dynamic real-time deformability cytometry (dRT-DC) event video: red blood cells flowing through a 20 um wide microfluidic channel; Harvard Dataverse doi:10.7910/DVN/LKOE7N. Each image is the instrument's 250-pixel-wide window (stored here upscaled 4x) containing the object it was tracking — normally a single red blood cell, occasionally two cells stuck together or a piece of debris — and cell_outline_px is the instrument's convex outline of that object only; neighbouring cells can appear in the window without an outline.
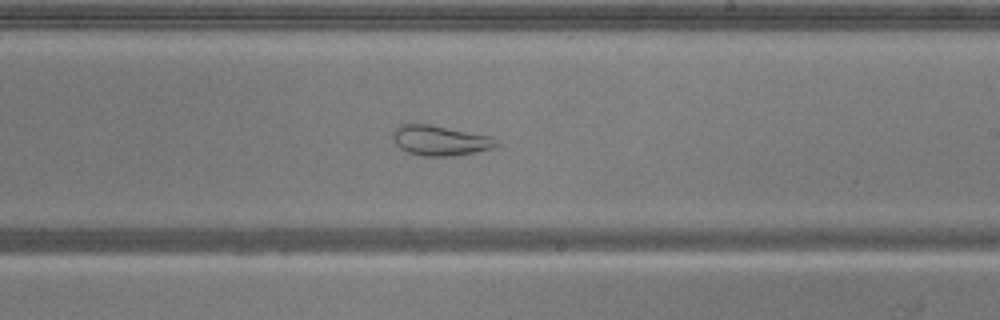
{"species": "common noctule bat (a hibernating species)", "species_latin": "Nyctalus noctula", "temperature_condition": "warm", "stored_images_in_passage": 54, "segment_of_instrument_passage": [1, 2], "camera_frame_rate_fps": 3000, "um_per_image_px": 0.085, "animal": {"sex": "male", "body_mass_g": 20.5, "forearm_length_mm": 52.5}, "frame": {"image": 1, "passage_image": 31, "time_ms": 10.0, "image_size_px": [1000, 320], "cell_outline_px": [[500, 144], [492, 148], [456, 156], [420, 156], [408, 152], [400, 148], [392, 140], [392, 132], [400, 124], [428, 124], [492, 136]], "centroid_in_image_um": [37.39, 11.94], "position_along_channel_um": 251.6, "area_um2": 18.21}}
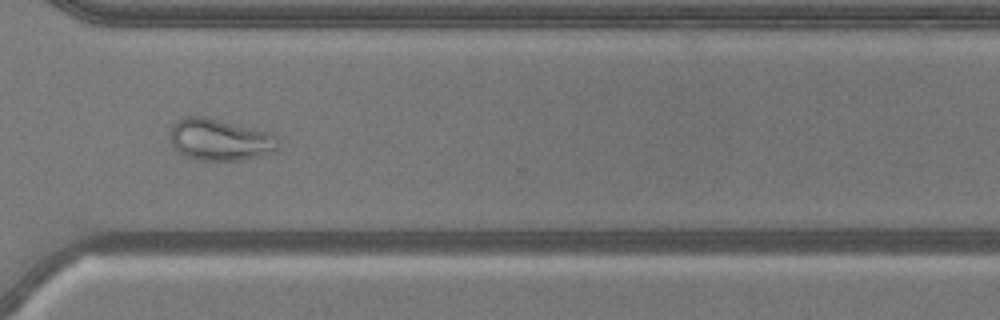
{"frame": {"image": 2, "passage_image": 39, "time_ms": 12.667, "image_size_px": [1000, 320], "cell_outline_px": [[280, 144], [276, 148], [256, 156], [240, 160], [200, 160], [184, 156], [176, 152], [168, 136], [168, 132], [172, 124], [180, 116], [204, 116], [272, 132], [276, 136]], "centroid_in_image_um": [18.59, 11.84], "position_along_channel_um": 352.0, "area_um2": 26.59}}
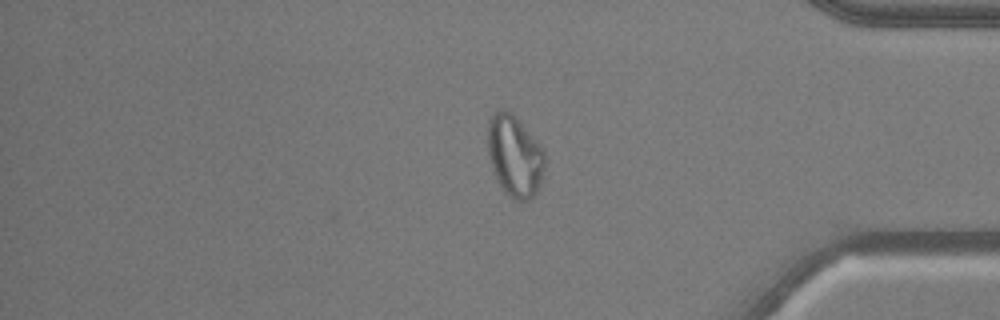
{"frame": {"image": 3, "passage_image": 44, "time_ms": 14.333, "image_size_px": [1000, 320], "cell_outline_px": [[544, 164], [540, 184], [536, 192], [528, 200], [516, 200], [504, 192], [496, 180], [488, 156], [488, 120], [492, 112], [500, 108], [504, 108], [512, 112], [544, 148]], "centroid_in_image_um": [43.72, 13.21], "position_along_channel_um": 391.5, "area_um2": 27.34}}